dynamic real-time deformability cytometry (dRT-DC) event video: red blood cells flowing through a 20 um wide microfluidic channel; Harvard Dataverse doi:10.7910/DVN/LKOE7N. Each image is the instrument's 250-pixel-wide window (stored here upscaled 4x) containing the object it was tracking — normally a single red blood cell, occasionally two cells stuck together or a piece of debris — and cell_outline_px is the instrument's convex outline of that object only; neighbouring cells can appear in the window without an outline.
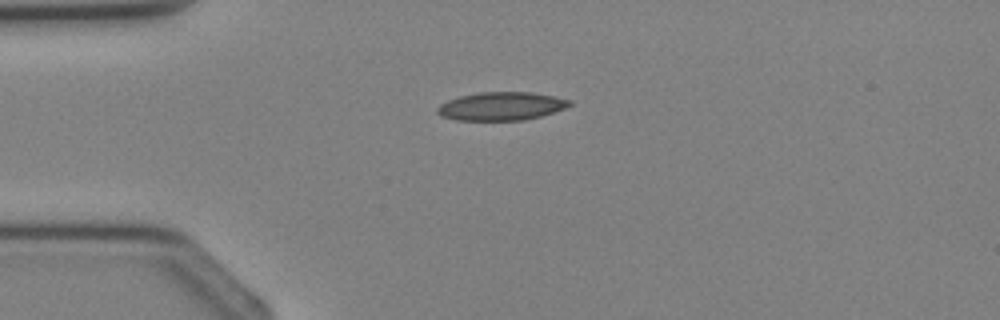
{"species": "Egyptian fruit bat (a non-hibernating species)", "species_latin": "Rousettus aegyptiacus", "temperature_condition": "cold", "stored_images_in_passage": 2, "camera_frame_rate_fps": 3000, "um_per_image_px": 0.085, "animal": {"sex": "female"}, "frame": {"image": 1, "passage_image": 1, "time_ms": 0.0, "image_size_px": [1000, 320], "cell_outline_px": [[572, 104], [564, 108], [540, 116], [524, 120], [456, 120], [440, 116], [436, 112], [436, 108], [440, 104], [448, 100], [460, 96], [480, 92], [532, 92], [556, 96], [572, 100]], "centroid_in_image_um": [42.6, 9.02], "position_along_channel_um": 42.4, "area_um2": 21.85}}
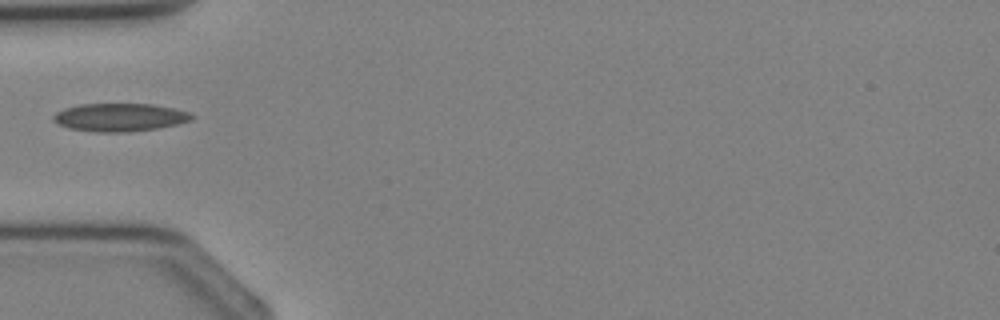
{"frame": {"image": 2, "passage_image": 2, "time_ms": 1.0, "image_size_px": [1000, 320], "cell_outline_px": [[196, 116], [192, 120], [176, 124], [156, 128], [128, 132], [96, 132], [68, 128], [56, 124], [52, 120], [52, 116], [56, 112], [64, 108], [80, 104], [152, 104], [172, 108], [188, 112]], "centroid_in_image_um": [10.13, 9.97], "position_along_channel_um": 74.9, "area_um2": 22.66}}